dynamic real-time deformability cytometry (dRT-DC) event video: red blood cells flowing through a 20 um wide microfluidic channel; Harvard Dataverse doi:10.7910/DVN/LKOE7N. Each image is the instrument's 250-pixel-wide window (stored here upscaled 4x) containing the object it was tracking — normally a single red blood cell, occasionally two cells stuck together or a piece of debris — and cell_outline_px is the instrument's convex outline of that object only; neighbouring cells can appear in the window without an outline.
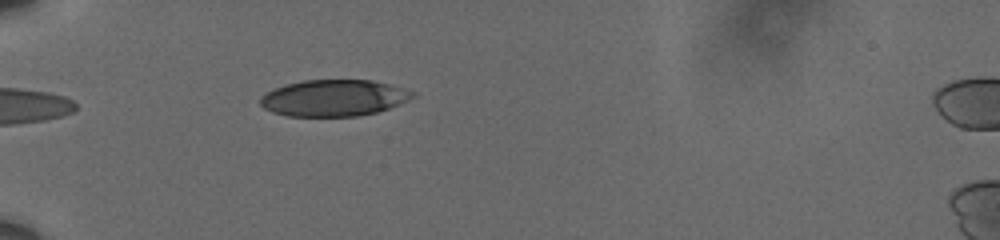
{"species": "human", "species_latin": "Homo sapiens", "temperature_condition": "cold", "stored_images_in_passage": 10, "camera_frame_rate_fps": 3000, "um_per_image_px": 0.085, "donor": {"sex": "male"}, "frame": {"image": 1, "passage_image": 7, "time_ms": 2.0, "image_size_px": [1000, 240], "cell_outline_px": [[416, 96], [408, 100], [388, 108], [376, 112], [356, 116], [288, 116], [272, 112], [264, 108], [260, 104], [260, 96], [276, 88], [288, 84], [304, 80], [372, 80], [388, 84], [416, 92]], "centroid_in_image_um": [28.37, 8.33], "position_along_channel_um": 56.6, "area_um2": 32.14}}
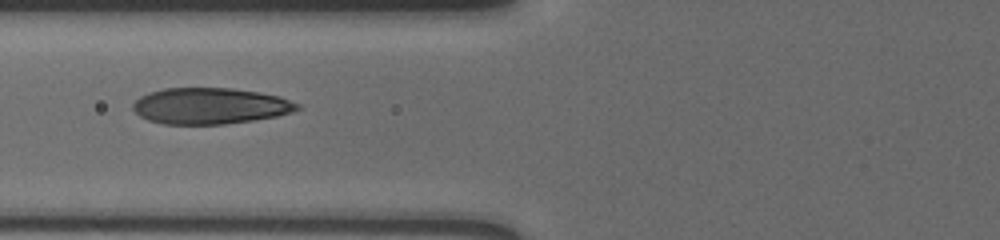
{"frame": {"image": 2, "passage_image": 9, "time_ms": 2.667, "image_size_px": [1000, 240], "cell_outline_px": [[300, 108], [292, 112], [276, 116], [256, 120], [224, 124], [164, 124], [148, 120], [140, 116], [132, 108], [132, 104], [140, 96], [148, 92], [164, 88], [232, 88], [260, 92], [280, 96], [300, 104]], "centroid_in_image_um": [17.86, 9.0], "position_along_channel_um": 107.9, "area_um2": 34.85}}